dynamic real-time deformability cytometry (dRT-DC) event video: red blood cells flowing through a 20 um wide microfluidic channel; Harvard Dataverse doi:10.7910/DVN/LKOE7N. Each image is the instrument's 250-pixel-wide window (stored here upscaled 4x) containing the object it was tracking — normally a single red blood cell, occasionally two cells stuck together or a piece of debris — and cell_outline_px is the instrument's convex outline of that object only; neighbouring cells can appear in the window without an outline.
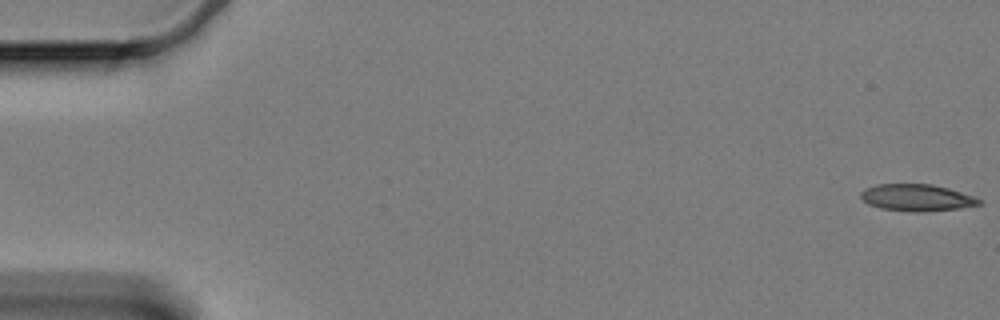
{"species": "Egyptian fruit bat (a non-hibernating species)", "species_latin": "Rousettus aegyptiacus", "temperature_condition": "cold", "stored_images_in_passage": 60, "camera_frame_rate_fps": 3000, "um_per_image_px": 0.085, "animal": {"sex": "female"}, "frame": {"image": 1, "passage_image": 1, "time_ms": 0.0, "image_size_px": [1000, 320], "cell_outline_px": [[984, 204], [960, 208], [924, 212], [912, 212], [880, 208], [868, 204], [860, 196], [860, 192], [864, 188], [876, 184], [932, 184], [948, 188], [976, 196], [984, 200]], "centroid_in_image_um": [77.98, 16.8], "position_along_channel_um": 7.0, "area_um2": 18.84}}
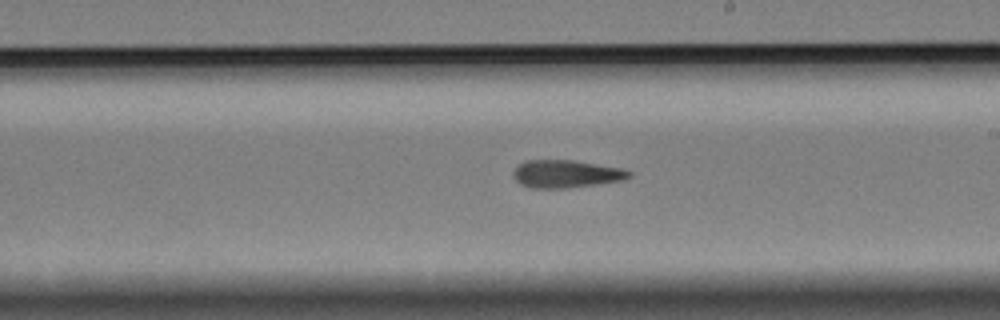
{"frame": {"image": 2, "passage_image": 35, "time_ms": 11.333, "image_size_px": [1000, 320], "cell_outline_px": [[632, 176], [620, 180], [564, 188], [532, 188], [520, 184], [512, 176], [512, 172], [524, 160], [572, 160], [624, 168], [632, 172]], "centroid_in_image_um": [48.09, 14.77], "position_along_channel_um": 240.9, "area_um2": 18.55}}
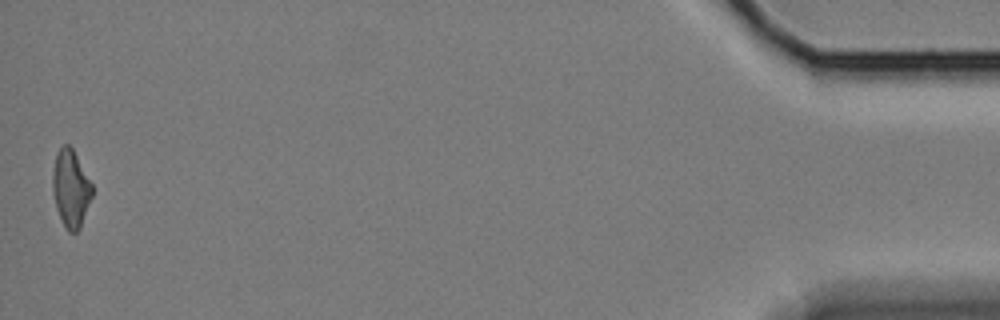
{"frame": {"image": 3, "passage_image": 60, "time_ms": 19.667, "image_size_px": [1000, 320], "cell_outline_px": [[92, 196], [80, 228], [76, 232], [68, 232], [56, 208], [52, 192], [52, 172], [56, 152], [64, 144], [68, 144], [72, 148], [92, 184]], "centroid_in_image_um": [6.0, 16.01], "position_along_channel_um": 429.2, "area_um2": 17.69}, "authors_computed_cell_mechanics": {"area_um2": 18.9584, "velocity_mm_per_s": 3.3229, "shape_relaxation_time_tau1_ms": null, "shape_relaxation_time_tau2_ms": 9.4503, "deformation_change_tau1": null, "deformation_change_tau2": 0.2254}}